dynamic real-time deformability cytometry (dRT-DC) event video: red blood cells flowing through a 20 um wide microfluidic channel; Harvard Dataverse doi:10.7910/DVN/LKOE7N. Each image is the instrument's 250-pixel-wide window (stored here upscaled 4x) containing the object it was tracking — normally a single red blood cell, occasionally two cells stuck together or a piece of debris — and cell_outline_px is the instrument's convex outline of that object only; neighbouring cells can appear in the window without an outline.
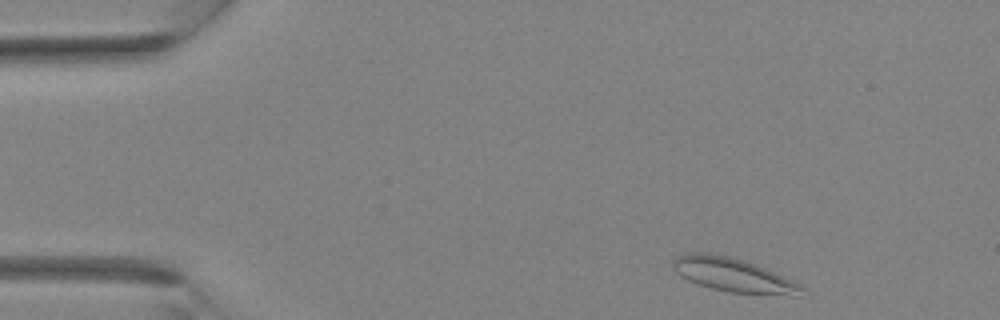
{"species": "Egyptian fruit bat (a non-hibernating species)", "species_latin": "Rousettus aegyptiacus", "temperature_condition": "room temperature", "stored_images_in_passage": 33, "camera_frame_rate_fps": 3000, "um_per_image_px": 0.085, "animal": {"sex": "female"}, "frame": {"image": 1, "passage_image": 2, "time_ms": 0.333, "image_size_px": [1000, 320], "cell_outline_px": [[804, 288], [796, 296], [788, 296], [728, 292], [712, 288], [688, 280], [676, 272], [672, 268], [672, 260], [676, 256], [684, 252], [708, 252], [728, 256], [744, 260], [764, 268], [792, 280], [800, 284]], "centroid_in_image_um": [62.28, 23.36], "position_along_channel_um": 22.7, "area_um2": 25.43}}
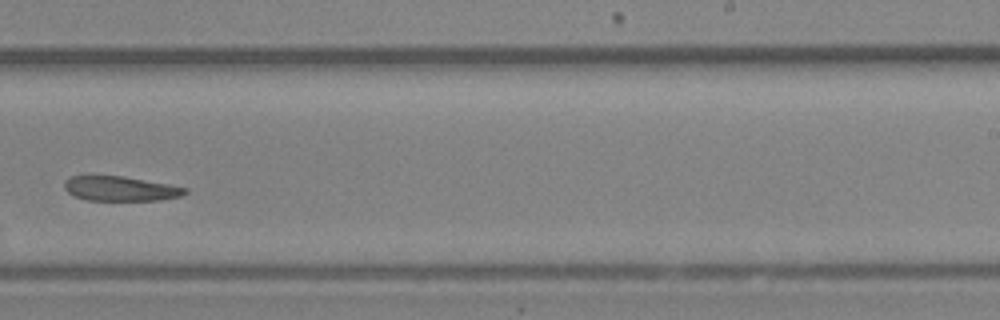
{"frame": {"image": 2, "passage_image": 20, "time_ms": 6.333, "image_size_px": [1000, 320], "cell_outline_px": [[188, 192], [180, 196], [160, 200], [88, 200], [72, 196], [64, 188], [64, 180], [72, 176], [124, 176], [168, 184], [188, 188]], "centroid_in_image_um": [10.22, 16.03], "position_along_channel_um": 278.8, "area_um2": 17.34}}
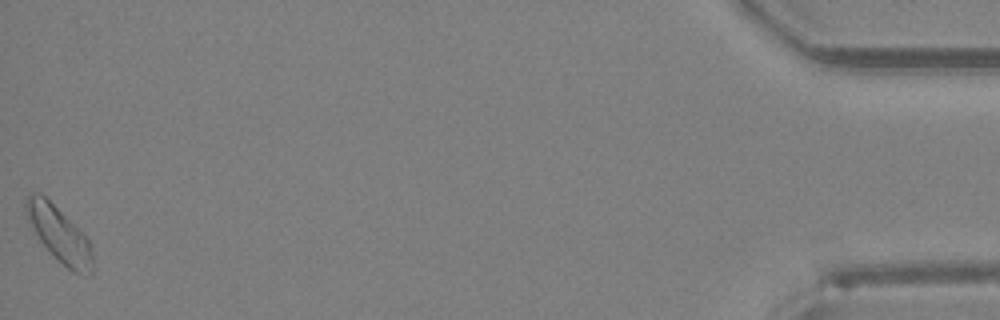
{"frame": {"image": 3, "passage_image": 33, "time_ms": 10.667, "image_size_px": [1000, 320], "cell_outline_px": [[92, 272], [88, 276], [84, 276], [72, 272], [40, 240], [28, 220], [24, 204], [28, 196], [36, 192], [40, 192], [88, 236], [92, 252]], "centroid_in_image_um": [5.08, 19.91], "position_along_channel_um": 430.1, "area_um2": 21.1}}